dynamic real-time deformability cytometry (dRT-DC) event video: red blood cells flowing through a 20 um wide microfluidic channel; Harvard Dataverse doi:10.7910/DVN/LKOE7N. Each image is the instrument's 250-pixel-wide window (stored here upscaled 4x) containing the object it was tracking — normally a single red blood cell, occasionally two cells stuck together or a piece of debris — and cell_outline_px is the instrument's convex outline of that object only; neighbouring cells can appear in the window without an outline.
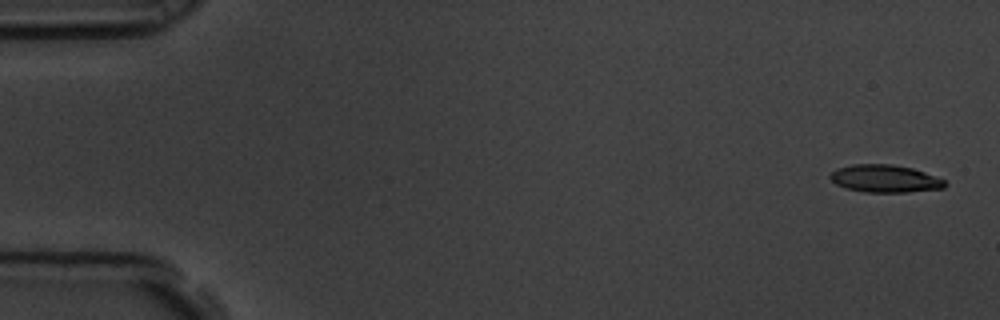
{"species": "common noctule bat (a hibernating species)", "species_latin": "Nyctalus noctula", "temperature_condition": "room temperature", "stored_images_in_passage": 7, "camera_frame_rate_fps": 3000, "um_per_image_px": 0.085, "animal": {"sex": "male", "body_mass_g": 19.5, "forearm_length_mm": 54.6}, "frame": {"image": 1, "passage_image": 1, "time_ms": 0.0, "image_size_px": [1000, 320], "cell_outline_px": [[948, 184], [944, 188], [908, 192], [864, 192], [844, 188], [836, 184], [828, 176], [836, 168], [852, 164], [892, 164], [912, 168], [936, 176], [944, 180]], "centroid_in_image_um": [75.21, 15.18], "position_along_channel_um": 9.8, "area_um2": 18.55}}
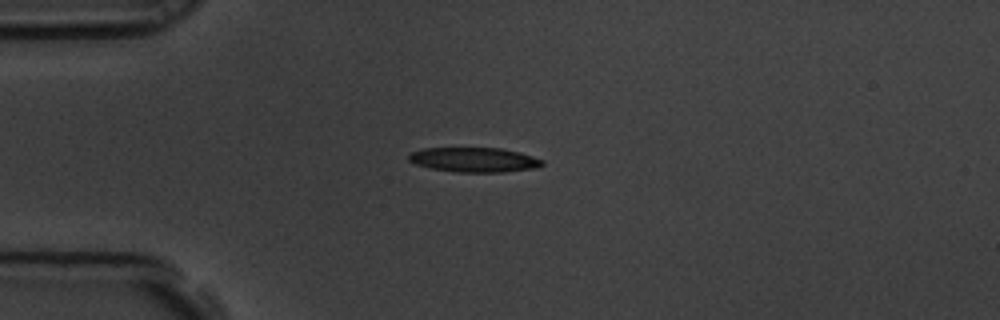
{"frame": {"image": 2, "passage_image": 5, "time_ms": 1.333, "image_size_px": [1000, 320], "cell_outline_px": [[544, 164], [540, 168], [504, 172], [456, 172], [432, 168], [416, 164], [408, 160], [408, 156], [412, 152], [424, 148], [500, 148], [520, 152], [544, 160]], "centroid_in_image_um": [40.36, 13.58], "position_along_channel_um": 44.6, "area_um2": 19.25}}
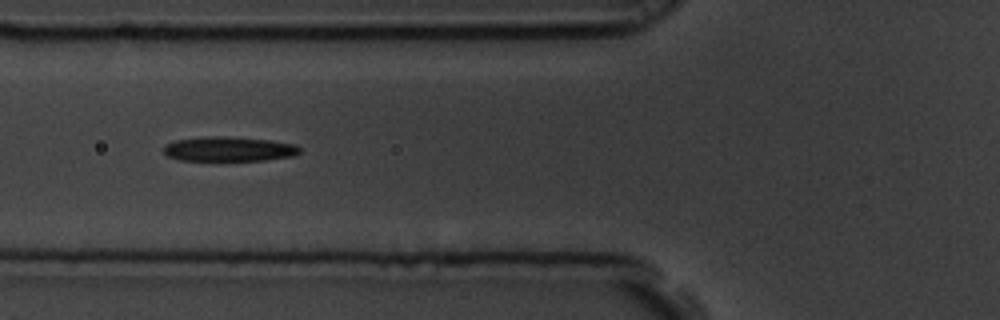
{"frame": {"image": 3, "passage_image": 7, "time_ms": 2.0, "image_size_px": [1000, 320], "cell_outline_px": [[300, 152], [296, 156], [264, 160], [180, 160], [168, 156], [164, 152], [164, 144], [176, 140], [212, 136], [220, 136], [268, 140], [296, 144], [300, 148]], "centroid_in_image_um": [19.48, 12.67], "position_along_channel_um": 106.3, "area_um2": 19.36}}